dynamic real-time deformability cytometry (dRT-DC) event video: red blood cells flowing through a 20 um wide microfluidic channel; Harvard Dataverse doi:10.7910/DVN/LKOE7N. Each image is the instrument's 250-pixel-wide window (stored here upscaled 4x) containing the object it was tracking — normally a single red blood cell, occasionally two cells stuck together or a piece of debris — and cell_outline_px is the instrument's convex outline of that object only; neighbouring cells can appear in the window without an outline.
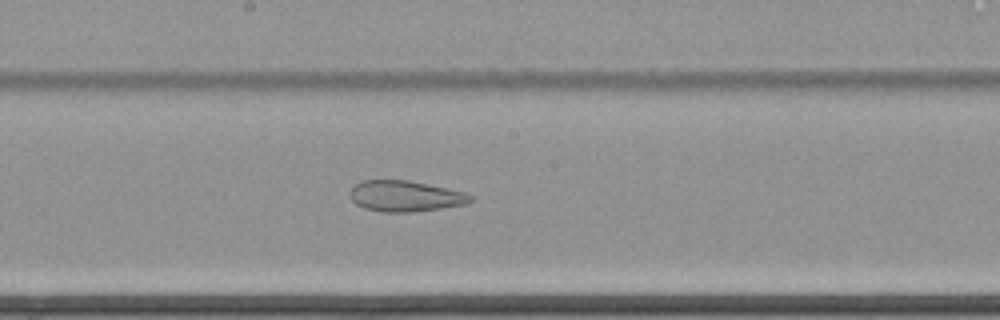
{"species": "common noctule bat (a hibernating species)", "species_latin": "Nyctalus noctula", "temperature_condition": "cold", "stored_images_in_passage": 48, "camera_frame_rate_fps": 3000, "um_per_image_px": 0.085, "animal": {"sex": "female", "body_mass_g": 22.7, "forearm_length_mm": 54.2}, "frame": {"image": 1, "passage_image": 22, "time_ms": 7.0, "image_size_px": [1000, 320], "cell_outline_px": [[472, 200], [468, 204], [412, 212], [380, 212], [364, 208], [356, 204], [352, 200], [348, 192], [356, 184], [364, 180], [408, 180], [428, 184], [464, 192], [472, 196]], "centroid_in_image_um": [34.42, 16.67], "position_along_channel_um": 213.8, "area_um2": 21.68}}
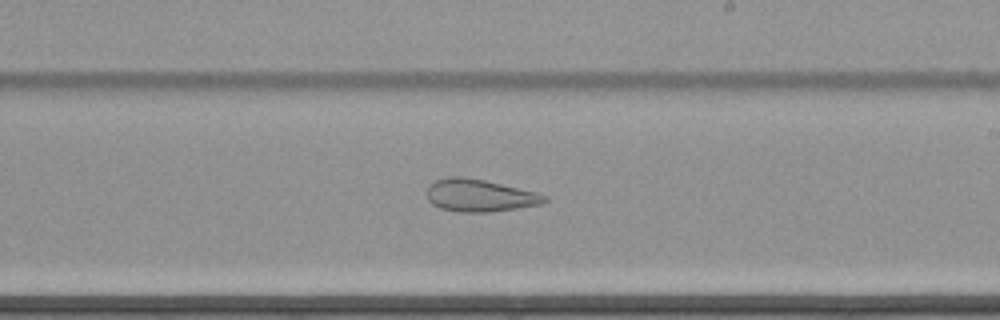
{"frame": {"image": 2, "passage_image": 25, "time_ms": 8.0, "image_size_px": [1000, 320], "cell_outline_px": [[548, 200], [540, 204], [516, 208], [488, 212], [460, 212], [440, 208], [432, 204], [428, 200], [428, 184], [436, 180], [448, 176], [460, 176], [484, 180], [536, 192], [548, 196]], "centroid_in_image_um": [40.75, 16.61], "position_along_channel_um": 248.3, "area_um2": 22.08}}
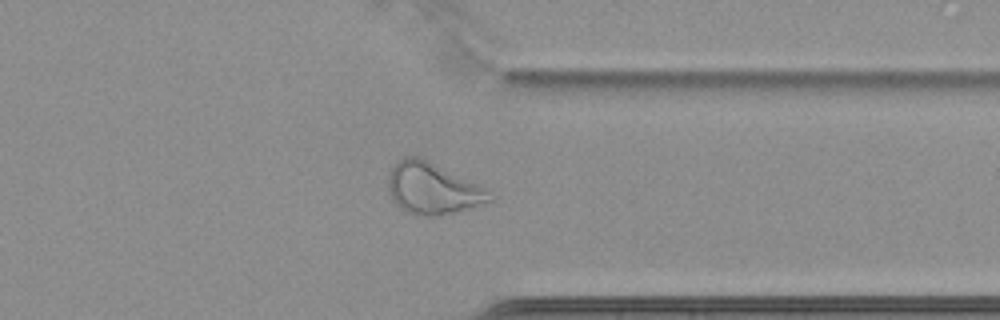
{"frame": {"image": 3, "passage_image": 36, "time_ms": 11.667, "image_size_px": [1000, 320], "cell_outline_px": [[496, 200], [440, 216], [416, 216], [404, 212], [392, 200], [388, 192], [388, 176], [392, 168], [404, 156], [416, 156], [488, 188]], "centroid_in_image_um": [36.78, 16.06], "position_along_channel_um": 374.6, "area_um2": 30.46}, "authors_computed_cell_mechanics": {"area_um2": 28.8711, "velocity_mm_per_s": 3.456, "shape_relaxation_time_tau1_ms": null, "shape_relaxation_time_tau2_ms": 2.798, "deformation_change_tau1": null, "deformation_change_tau2": 0.0889}}